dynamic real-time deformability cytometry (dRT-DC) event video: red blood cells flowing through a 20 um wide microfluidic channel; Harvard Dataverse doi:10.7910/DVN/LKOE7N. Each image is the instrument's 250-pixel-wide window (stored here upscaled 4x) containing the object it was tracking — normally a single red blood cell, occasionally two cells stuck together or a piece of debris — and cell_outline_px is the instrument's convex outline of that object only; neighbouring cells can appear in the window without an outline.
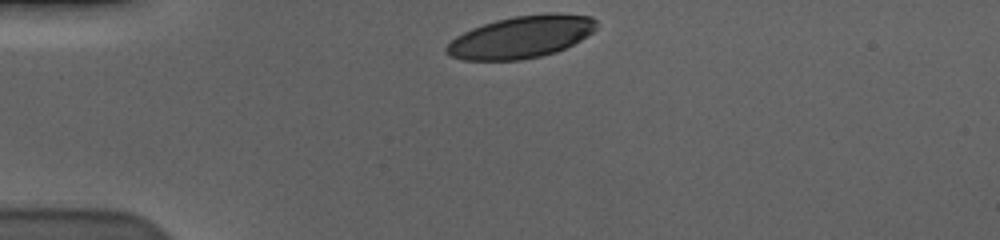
{"species": "human", "species_latin": "Homo sapiens", "temperature_condition": "cold", "stored_images_in_passage": 34, "camera_frame_rate_fps": 3000, "um_per_image_px": 0.085, "donor": {"sex": "male"}, "frame": {"image": 1, "passage_image": 1, "time_ms": 0.0, "image_size_px": [1000, 240], "cell_outline_px": [[596, 28], [592, 32], [580, 40], [556, 52], [540, 56], [520, 60], [464, 60], [452, 56], [444, 52], [444, 48], [456, 36], [472, 28], [496, 20], [516, 16], [548, 12], [556, 12], [592, 16], [596, 20]], "centroid_in_image_um": [44.31, 3.13], "position_along_channel_um": 40.7, "area_um2": 36.82}}
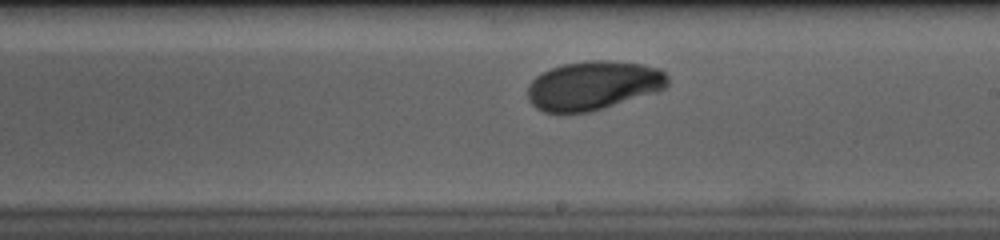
{"frame": {"image": 2, "passage_image": 21, "time_ms": 6.667, "image_size_px": [1000, 240], "cell_outline_px": [[668, 84], [664, 88], [656, 92], [604, 108], [588, 112], [544, 112], [536, 108], [528, 100], [528, 84], [536, 76], [552, 68], [564, 64], [592, 60], [608, 60], [644, 64], [660, 68], [668, 76]], "centroid_in_image_um": [50.44, 7.26], "position_along_channel_um": 238.6, "area_um2": 39.88}}
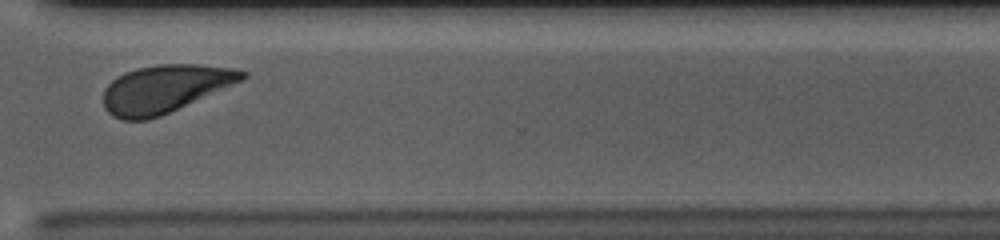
{"frame": {"image": 3, "passage_image": 31, "time_ms": 10.0, "image_size_px": [1000, 240], "cell_outline_px": [[248, 76], [232, 84], [160, 116], [148, 120], [124, 120], [112, 116], [104, 108], [104, 88], [112, 80], [124, 72], [136, 68], [160, 64], [196, 64], [236, 68], [248, 72]], "centroid_in_image_um": [13.97, 7.54], "position_along_channel_um": 356.6, "area_um2": 38.26}, "authors_computed_cell_mechanics": {"area_um2": 39.1306, "velocity_mm_per_s": 3.53, "shape_relaxation_time_tau1_ms": 3.0067, "shape_relaxation_time_tau2_ms": null, "deformation_change_tau1": 0.1647, "deformation_change_tau2": null}}